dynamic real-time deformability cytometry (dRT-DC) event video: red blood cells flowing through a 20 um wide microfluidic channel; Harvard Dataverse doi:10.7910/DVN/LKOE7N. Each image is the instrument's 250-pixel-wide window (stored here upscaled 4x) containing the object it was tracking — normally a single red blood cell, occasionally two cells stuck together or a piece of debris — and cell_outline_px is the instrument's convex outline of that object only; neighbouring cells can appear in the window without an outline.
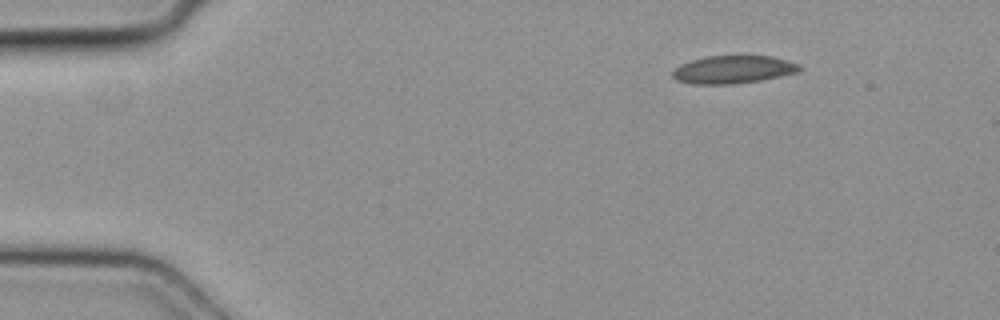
{"species": "common noctule bat (a hibernating species)", "species_latin": "Nyctalus noctula", "temperature_condition": "cold", "stored_images_in_passage": 6, "camera_frame_rate_fps": 3000, "um_per_image_px": 0.085, "animal": {"sex": "female", "body_mass_g": 19.3, "forearm_length_mm": 54.1}, "frame": {"image": 1, "passage_image": 1, "time_ms": 0.0, "image_size_px": [1000, 320], "cell_outline_px": [[804, 68], [800, 72], [760, 80], [732, 84], [692, 84], [676, 80], [672, 76], [672, 72], [680, 64], [704, 56], [772, 56], [800, 64]], "centroid_in_image_um": [62.34, 5.91], "position_along_channel_um": 22.7, "area_um2": 20.69}}
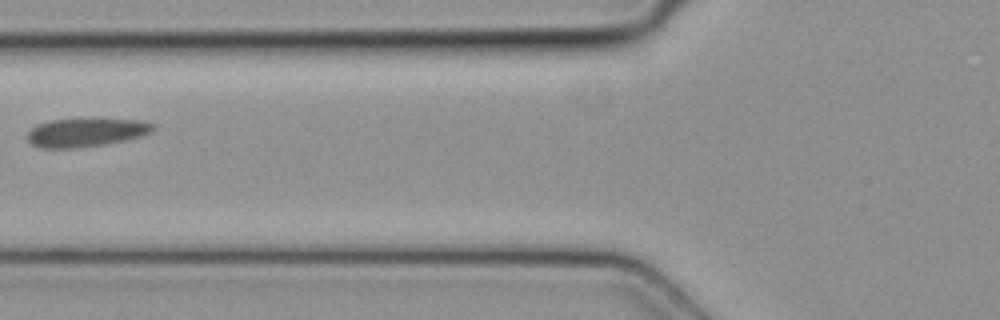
{"frame": {"image": 2, "passage_image": 5, "time_ms": 1.333, "image_size_px": [1000, 320], "cell_outline_px": [[156, 128], [152, 132], [140, 136], [124, 140], [104, 144], [80, 148], [40, 148], [32, 144], [28, 140], [28, 132], [36, 124], [52, 120], [140, 120], [156, 124]], "centroid_in_image_um": [7.31, 11.27], "position_along_channel_um": 118.5, "area_um2": 20.58}}
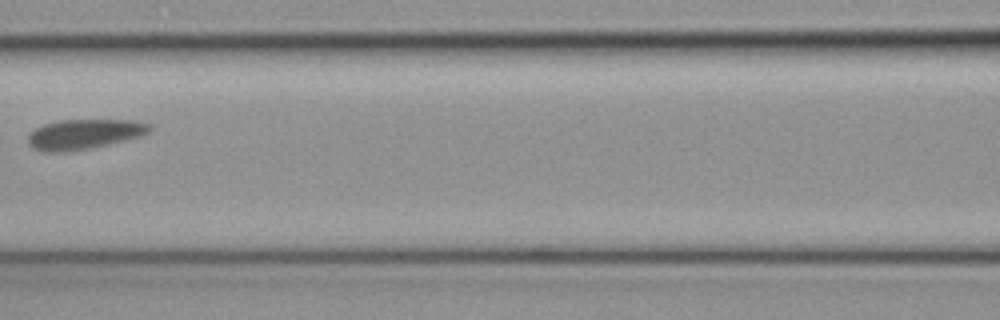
{"frame": {"image": 3, "passage_image": 6, "time_ms": 1.667, "image_size_px": [1000, 320], "cell_outline_px": [[152, 132], [128, 140], [92, 148], [68, 152], [40, 152], [32, 148], [28, 144], [28, 136], [36, 128], [44, 124], [60, 120], [136, 120], [152, 124]], "centroid_in_image_um": [7.19, 11.41], "position_along_channel_um": 159.4, "area_um2": 21.68}}